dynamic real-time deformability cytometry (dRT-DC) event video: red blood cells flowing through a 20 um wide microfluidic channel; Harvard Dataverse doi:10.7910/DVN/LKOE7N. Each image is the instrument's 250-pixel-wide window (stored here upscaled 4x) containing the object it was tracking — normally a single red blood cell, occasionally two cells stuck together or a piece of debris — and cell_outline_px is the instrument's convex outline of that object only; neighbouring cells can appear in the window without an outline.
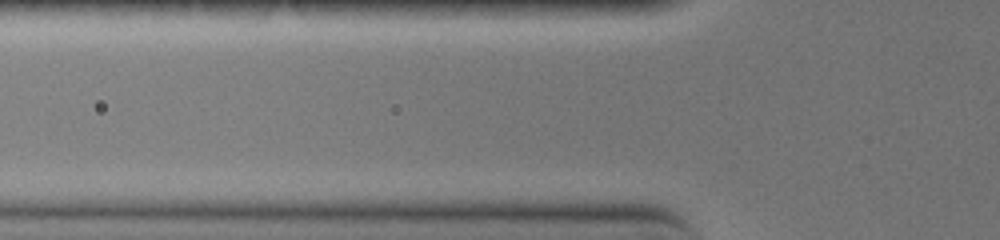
{"species": "common noctule bat (a hibernating species)", "species_latin": "Nyctalus noctula", "temperature_condition": "warm", "stored_images_in_passage": 11, "camera_frame_rate_fps": 3000, "um_per_image_px": 0.085, "animal": {"sex": "female", "body_mass_g": 19.0, "forearm_length_mm": 51.5}, "frame": {"image": 1, "passage_image": 2, "time_ms": 0.333, "image_size_px": [1000, 240], "cell_outline_px": [[264, 164], [236, 168], [184, 168], [84, 164], [76, 160], [76, 156], [96, 152], [256, 156], [264, 160]], "centroid_in_image_um": [14.41, 13.63], "position_along_channel_um": 111.4, "area_um2": 16.59}}
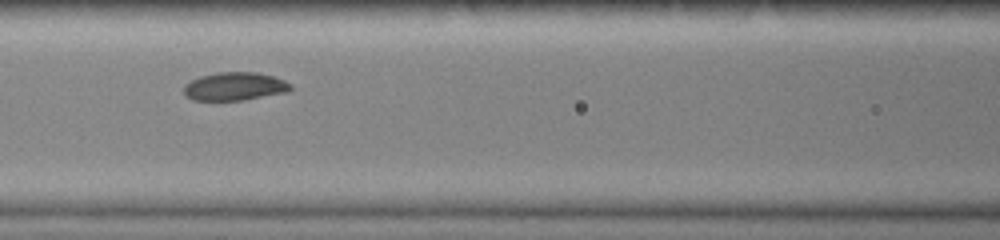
{"frame": {"image": 2, "passage_image": 3, "time_ms": 0.667, "image_size_px": [1000, 240], "cell_outline_px": [[292, 88], [288, 92], [244, 100], [192, 100], [184, 96], [184, 84], [200, 76], [216, 72], [256, 72], [272, 76], [284, 80], [292, 84]], "centroid_in_image_um": [19.94, 7.34], "position_along_channel_um": 146.7, "area_um2": 17.69}}
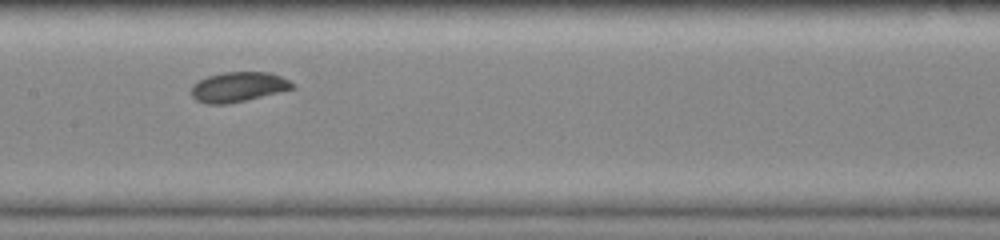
{"frame": {"image": 3, "passage_image": 6, "time_ms": 1.667, "image_size_px": [1000, 240], "cell_outline_px": [[296, 88], [228, 104], [204, 104], [196, 100], [188, 92], [192, 84], [196, 80], [220, 72], [268, 72], [280, 76], [296, 84]], "centroid_in_image_um": [20.19, 7.39], "position_along_channel_um": 187.2, "area_um2": 17.92}}